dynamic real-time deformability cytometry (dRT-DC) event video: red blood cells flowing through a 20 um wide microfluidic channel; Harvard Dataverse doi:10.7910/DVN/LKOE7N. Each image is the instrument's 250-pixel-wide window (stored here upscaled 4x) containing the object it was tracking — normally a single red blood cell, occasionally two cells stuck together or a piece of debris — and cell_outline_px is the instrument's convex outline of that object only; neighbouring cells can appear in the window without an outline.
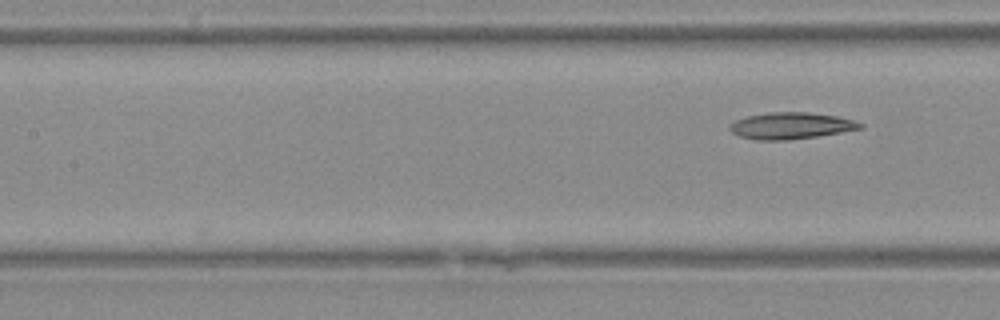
{"species": "Egyptian fruit bat (a non-hibernating species)", "species_latin": "Rousettus aegyptiacus", "temperature_condition": "warm", "stored_images_in_passage": 5, "camera_frame_rate_fps": 3000, "um_per_image_px": 0.085, "animal": {"sex": "female"}, "frame": {"image": 1, "passage_image": 5, "time_ms": 1.333, "image_size_px": [1000, 320], "cell_outline_px": [[864, 128], [816, 136], [784, 140], [756, 140], [740, 136], [732, 132], [728, 128], [728, 124], [736, 120], [748, 116], [768, 112], [808, 112], [840, 116], [864, 124]], "centroid_in_image_um": [67.22, 10.68], "position_along_channel_um": 140.2, "area_um2": 20.17}}